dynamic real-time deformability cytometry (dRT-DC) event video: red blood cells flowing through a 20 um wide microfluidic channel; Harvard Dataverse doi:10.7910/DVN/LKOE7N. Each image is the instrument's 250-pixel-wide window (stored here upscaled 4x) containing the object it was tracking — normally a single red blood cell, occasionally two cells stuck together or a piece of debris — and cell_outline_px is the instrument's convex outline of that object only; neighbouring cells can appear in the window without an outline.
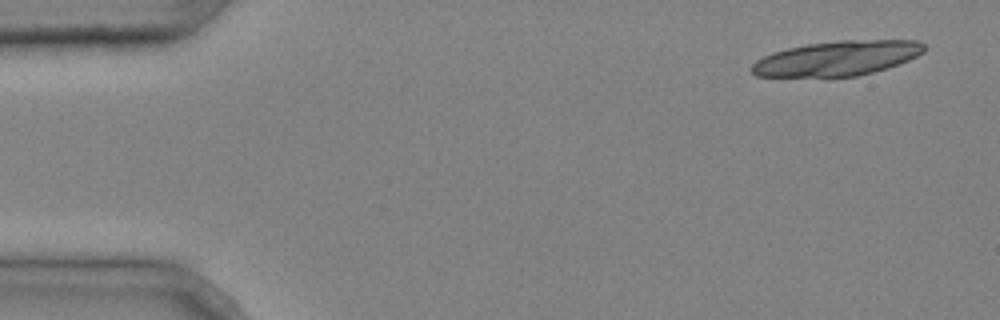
{"species": "common noctule bat (a hibernating species)", "species_latin": "Nyctalus noctula", "temperature_condition": "cold", "stored_images_in_passage": 5, "camera_frame_rate_fps": 3000, "um_per_image_px": 0.085, "animal": {"sex": "male", "body_mass_g": 20.4}, "frame": {"image": 1, "passage_image": 1, "time_ms": 0.0, "image_size_px": [1000, 320], "cell_outline_px": [[924, 52], [908, 60], [872, 72], [856, 76], [756, 76], [752, 72], [752, 64], [756, 60], [772, 52], [788, 48], [808, 44], [840, 40], [920, 40], [924, 44]], "centroid_in_image_um": [71.16, 4.94], "position_along_channel_um": 13.8, "area_um2": 34.51}}